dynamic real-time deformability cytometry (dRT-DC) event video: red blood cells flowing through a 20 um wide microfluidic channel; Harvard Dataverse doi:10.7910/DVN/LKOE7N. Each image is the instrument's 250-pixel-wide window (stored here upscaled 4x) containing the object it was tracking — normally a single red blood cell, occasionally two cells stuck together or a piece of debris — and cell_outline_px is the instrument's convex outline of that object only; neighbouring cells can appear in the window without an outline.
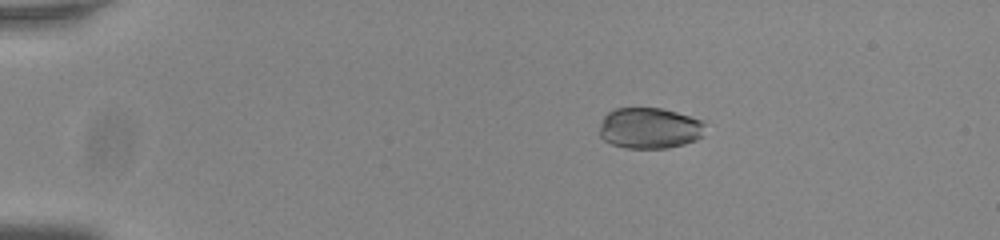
{"species": "common noctule bat (a hibernating species)", "species_latin": "Nyctalus noctula", "temperature_condition": "room temperature", "stored_images_in_passage": 55, "camera_frame_rate_fps": 3000, "um_per_image_px": 0.085, "animal": {"sex": "male", "body_mass_g": 20.0, "forearm_length_mm": 53.3}, "frame": {"image": 1, "passage_image": 11, "time_ms": 3.333, "image_size_px": [1000, 240], "cell_outline_px": [[704, 136], [696, 140], [684, 144], [668, 148], [624, 148], [612, 144], [604, 140], [600, 136], [600, 128], [604, 116], [608, 112], [616, 108], [660, 108], [676, 112], [704, 120]], "centroid_in_image_um": [55.24, 10.9], "position_along_channel_um": 29.8, "area_um2": 25.37}}
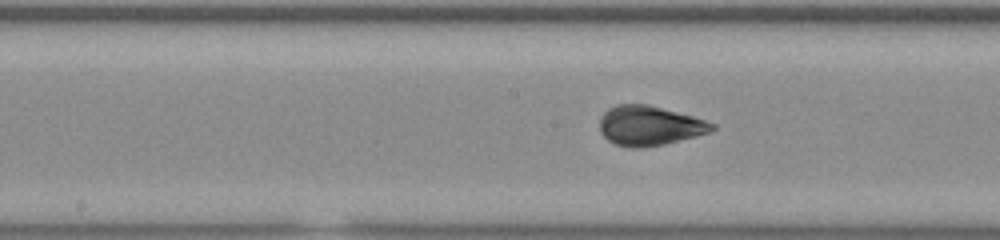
{"frame": {"image": 2, "passage_image": 30, "time_ms": 9.667, "image_size_px": [1000, 240], "cell_outline_px": [[716, 128], [708, 132], [696, 136], [664, 144], [640, 148], [632, 148], [616, 144], [608, 140], [600, 132], [600, 116], [608, 108], [616, 104], [648, 104], [692, 116], [716, 124]], "centroid_in_image_um": [55.18, 10.68], "position_along_channel_um": 193.0, "area_um2": 25.89}}
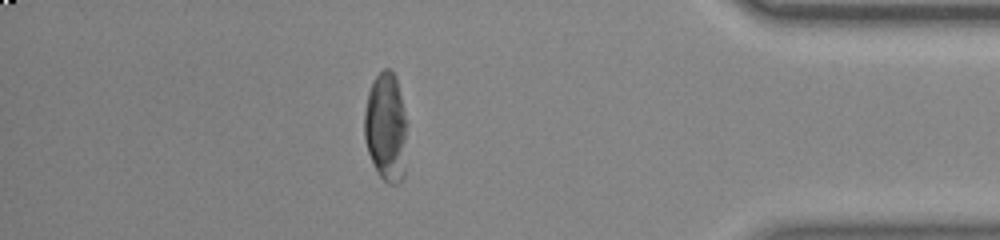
{"frame": {"image": 3, "passage_image": 49, "time_ms": 16.0, "image_size_px": [1000, 240], "cell_outline_px": [[408, 124], [404, 176], [396, 184], [388, 184], [380, 176], [368, 152], [364, 140], [364, 112], [368, 92], [372, 80], [384, 68], [392, 68], [396, 76]], "centroid_in_image_um": [32.83, 10.78], "position_along_channel_um": 402.4, "area_um2": 27.69}, "authors_computed_cell_mechanics": {"area_um2": 26.1834, "velocity_mm_per_s": 3.8004, "shape_relaxation_time_tau1_ms": 7.6344, "shape_relaxation_time_tau2_ms": null, "deformation_change_tau1": 0.2169, "deformation_change_tau2": null}}